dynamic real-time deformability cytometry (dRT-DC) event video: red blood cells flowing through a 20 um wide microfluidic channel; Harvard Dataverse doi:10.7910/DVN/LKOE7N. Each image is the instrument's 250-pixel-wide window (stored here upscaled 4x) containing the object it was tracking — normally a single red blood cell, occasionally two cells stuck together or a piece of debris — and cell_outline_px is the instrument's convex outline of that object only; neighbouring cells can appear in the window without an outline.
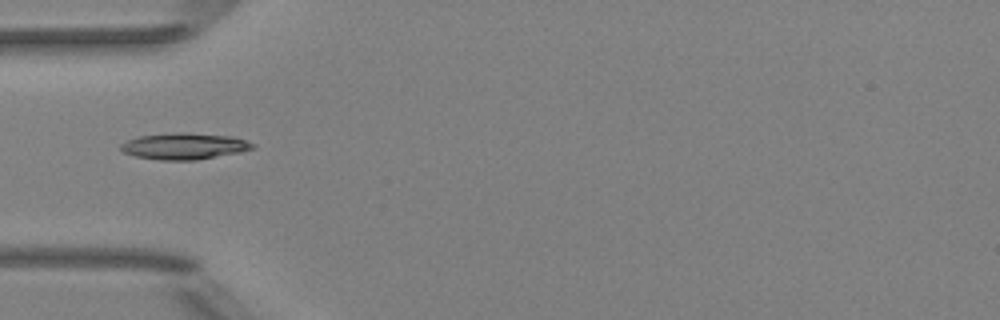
{"species": "Egyptian fruit bat (a non-hibernating species)", "species_latin": "Rousettus aegyptiacus", "temperature_condition": "room temperature", "stored_images_in_passage": 2, "camera_frame_rate_fps": 3000, "um_per_image_px": 0.085, "animal": {"sex": "female"}, "frame": {"image": 1, "passage_image": 2, "time_ms": 1.0, "image_size_px": [1000, 320], "cell_outline_px": [[256, 148], [240, 152], [196, 160], [160, 160], [136, 156], [124, 152], [120, 148], [120, 144], [128, 140], [140, 136], [180, 132], [184, 132], [232, 136], [256, 144]], "centroid_in_image_um": [15.7, 12.42], "position_along_channel_um": 69.3, "area_um2": 20.17}}